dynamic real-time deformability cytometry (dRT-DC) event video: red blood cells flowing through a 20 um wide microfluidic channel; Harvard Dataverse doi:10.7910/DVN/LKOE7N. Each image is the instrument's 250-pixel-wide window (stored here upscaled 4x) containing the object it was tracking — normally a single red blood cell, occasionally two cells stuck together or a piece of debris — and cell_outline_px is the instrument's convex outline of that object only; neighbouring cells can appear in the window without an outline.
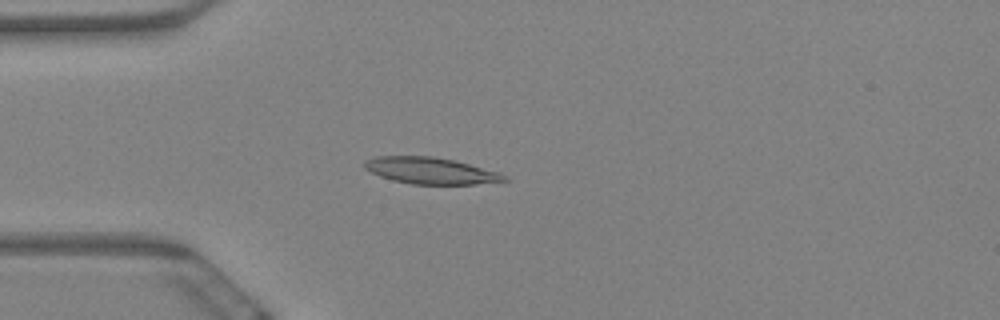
{"species": "Egyptian fruit bat (a non-hibernating species)", "species_latin": "Rousettus aegyptiacus", "temperature_condition": "warm", "stored_images_in_passage": 4, "camera_frame_rate_fps": 3000, "um_per_image_px": 0.085, "animal": {"sex": "female"}, "frame": {"image": 1, "passage_image": 4, "time_ms": 1.0, "image_size_px": [1000, 320], "cell_outline_px": [[512, 180], [476, 184], [412, 184], [392, 180], [380, 176], [364, 168], [364, 160], [376, 156], [432, 156], [456, 160], [500, 172], [508, 176]], "centroid_in_image_um": [36.65, 14.5], "position_along_channel_um": 48.3, "area_um2": 21.85}}